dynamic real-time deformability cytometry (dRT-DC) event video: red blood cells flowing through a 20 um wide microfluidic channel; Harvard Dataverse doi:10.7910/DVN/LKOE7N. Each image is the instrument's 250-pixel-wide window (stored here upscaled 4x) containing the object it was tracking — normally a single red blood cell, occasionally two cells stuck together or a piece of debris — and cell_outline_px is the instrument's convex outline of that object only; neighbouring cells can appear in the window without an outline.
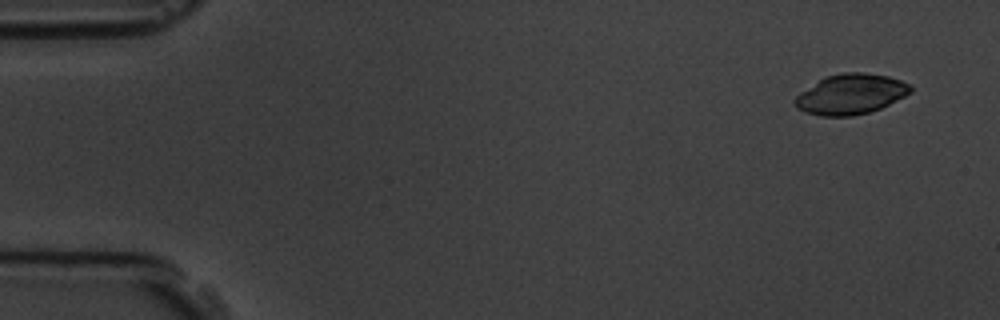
{"species": "common noctule bat (a hibernating species)", "species_latin": "Nyctalus noctula", "temperature_condition": "room temperature", "stored_images_in_passage": 5, "camera_frame_rate_fps": 3000, "um_per_image_px": 0.085, "animal": {"sex": "male", "body_mass_g": 19.5, "forearm_length_mm": 54.6}, "frame": {"image": 1, "passage_image": 1, "time_ms": 0.0, "image_size_px": [1000, 320], "cell_outline_px": [[912, 92], [880, 108], [868, 112], [852, 116], [820, 116], [804, 112], [796, 108], [792, 100], [800, 92], [820, 80], [828, 76], [844, 72], [864, 72], [888, 76], [900, 80], [908, 84], [912, 88]], "centroid_in_image_um": [72.28, 8.01], "position_along_channel_um": 12.7, "area_um2": 26.93}}
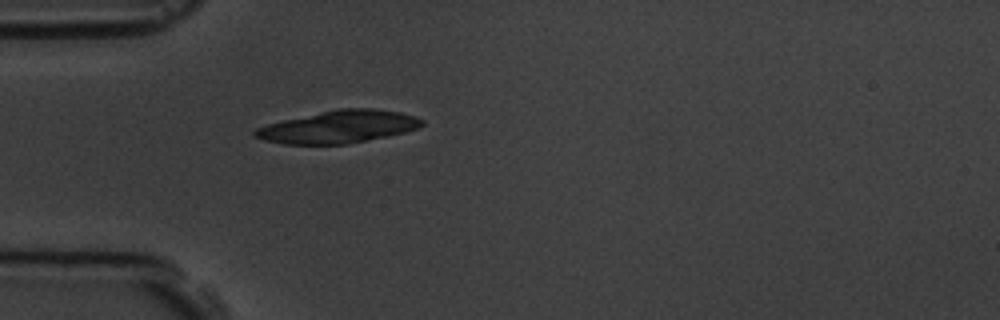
{"frame": {"image": 2, "passage_image": 5, "time_ms": 4.333, "image_size_px": [1000, 320], "cell_outline_px": [[424, 124], [416, 128], [404, 132], [388, 136], [348, 144], [284, 144], [264, 140], [252, 136], [252, 132], [256, 128], [268, 124], [284, 120], [340, 108], [372, 108], [400, 112], [424, 120]], "centroid_in_image_um": [28.76, 10.79], "position_along_channel_um": 56.2, "area_um2": 31.33}}